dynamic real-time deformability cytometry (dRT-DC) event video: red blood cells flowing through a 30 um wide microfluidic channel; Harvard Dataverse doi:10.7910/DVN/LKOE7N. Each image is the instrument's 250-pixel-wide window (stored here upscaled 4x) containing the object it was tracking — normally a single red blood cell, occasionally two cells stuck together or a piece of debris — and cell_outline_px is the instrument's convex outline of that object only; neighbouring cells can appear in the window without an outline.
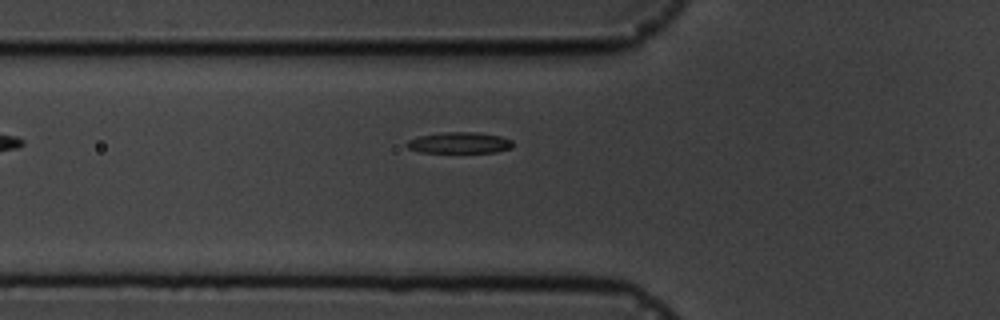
{"species": "common noctule bat (a hibernating species)", "species_latin": "Nyctalus noctula", "temperature_condition": "cold", "stored_images_in_passage": 7, "camera_frame_rate_fps": 3000, "um_per_image_px": 0.085, "animal": {"sex": "male", "body_mass_g": 19.5, "forearm_length_mm": 54.6}, "frame": {"image": 1, "passage_image": 7, "time_ms": 7.667, "image_size_px": [1000, 320], "cell_outline_px": [[512, 148], [496, 152], [420, 152], [408, 148], [404, 144], [408, 140], [420, 136], [448, 132], [476, 132], [500, 136], [512, 140]], "centroid_in_image_um": [39.05, 12.14], "position_along_channel_um": 86.7, "area_um2": 12.95}}